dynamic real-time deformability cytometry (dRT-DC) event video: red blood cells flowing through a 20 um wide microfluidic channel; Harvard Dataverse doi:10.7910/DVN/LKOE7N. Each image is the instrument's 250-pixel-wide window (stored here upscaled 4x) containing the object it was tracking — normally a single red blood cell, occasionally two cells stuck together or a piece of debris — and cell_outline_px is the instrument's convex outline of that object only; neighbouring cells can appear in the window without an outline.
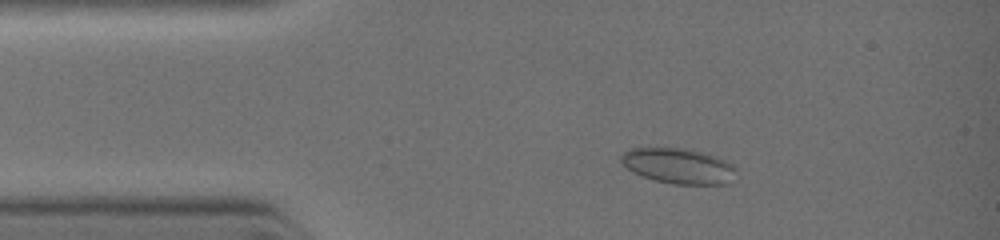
{"species": "common noctule bat (a hibernating species)", "species_latin": "Nyctalus noctula", "temperature_condition": "warm", "stored_images_in_passage": 3, "camera_frame_rate_fps": 3000, "um_per_image_px": 0.085, "animal": {"sex": "female", "body_mass_g": 19.0, "forearm_length_mm": 51.5}, "frame": {"image": 1, "passage_image": 1, "time_ms": 0.0, "image_size_px": [1000, 240], "cell_outline_px": [[732, 168], [728, 184], [672, 184], [652, 180], [632, 172], [620, 164], [620, 156], [624, 152], [632, 148], [676, 148], [696, 152], [712, 156], [724, 160], [732, 164]], "centroid_in_image_um": [57.52, 14.12], "position_along_channel_um": 27.5, "area_um2": 23.12}}